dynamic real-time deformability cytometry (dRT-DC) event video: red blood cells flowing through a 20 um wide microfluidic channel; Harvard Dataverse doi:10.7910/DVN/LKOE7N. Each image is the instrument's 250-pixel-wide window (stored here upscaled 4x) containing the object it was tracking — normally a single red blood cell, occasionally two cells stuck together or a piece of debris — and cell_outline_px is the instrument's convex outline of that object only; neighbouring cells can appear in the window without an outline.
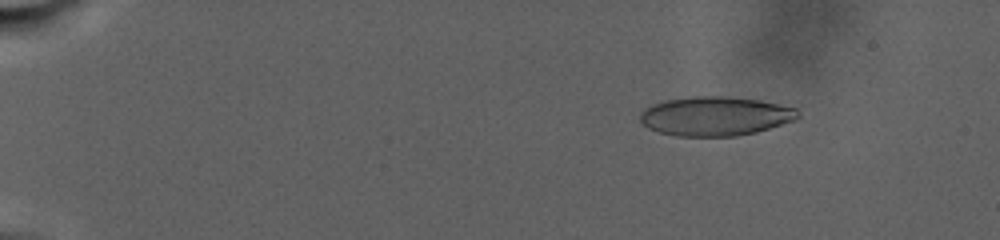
{"species": "human", "species_latin": "Homo sapiens", "temperature_condition": "warm", "stored_images_in_passage": 50, "camera_frame_rate_fps": 3000, "um_per_image_px": 0.085, "donor": {"sex": "male"}, "frame": {"image": 1, "passage_image": 12, "time_ms": 4.333, "image_size_px": [1000, 240], "cell_outline_px": [[800, 116], [796, 120], [756, 132], [736, 136], [676, 136], [660, 132], [648, 128], [640, 120], [640, 112], [644, 108], [652, 104], [664, 100], [692, 96], [724, 96], [756, 100], [796, 108], [800, 112]], "centroid_in_image_um": [60.78, 9.87], "position_along_channel_um": 24.2, "area_um2": 36.01}}
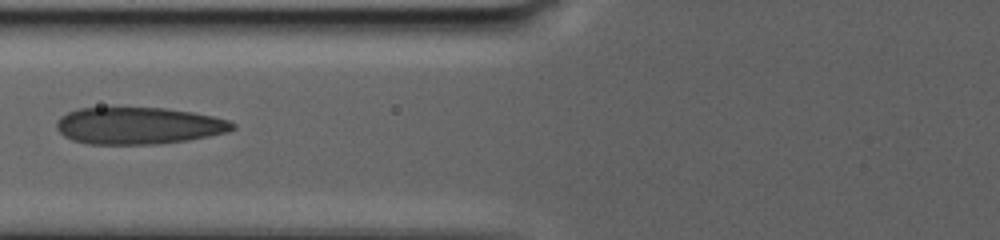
{"frame": {"image": 2, "passage_image": 34, "time_ms": 14.0, "image_size_px": [1000, 240], "cell_outline_px": [[236, 128], [228, 132], [208, 136], [184, 140], [156, 144], [88, 144], [72, 140], [64, 136], [56, 128], [56, 120], [60, 116], [68, 112], [80, 108], [164, 108], [192, 112], [212, 116], [228, 120], [236, 124]], "centroid_in_image_um": [11.76, 10.68], "position_along_channel_um": 114.0, "area_um2": 37.8}}
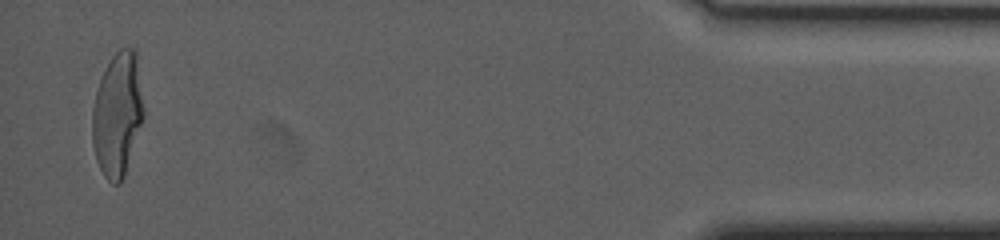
{"frame": {"image": 3, "passage_image": 50, "time_ms": 30.667, "image_size_px": [1000, 240], "cell_outline_px": [[144, 116], [124, 176], [120, 184], [112, 184], [104, 176], [96, 160], [92, 144], [92, 108], [96, 92], [100, 80], [112, 56], [120, 48], [132, 48], [136, 52], [144, 108]], "centroid_in_image_um": [9.98, 9.74], "position_along_channel_um": 425.2, "area_um2": 36.93}}